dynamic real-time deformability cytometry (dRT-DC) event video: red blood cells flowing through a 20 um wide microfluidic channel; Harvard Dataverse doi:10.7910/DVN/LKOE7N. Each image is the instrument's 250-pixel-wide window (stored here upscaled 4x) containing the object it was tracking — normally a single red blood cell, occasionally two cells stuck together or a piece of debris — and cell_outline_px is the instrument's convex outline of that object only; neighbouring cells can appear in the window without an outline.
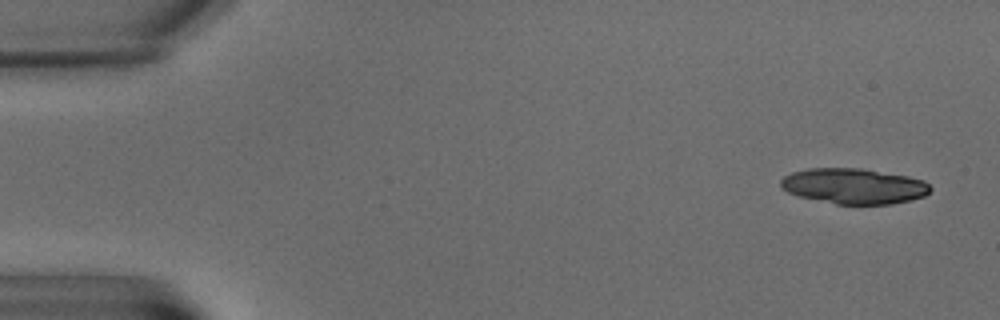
{"species": "common noctule bat (a hibernating species)", "species_latin": "Nyctalus noctula", "temperature_condition": "warm", "stored_images_in_passage": 5, "camera_frame_rate_fps": 3000, "um_per_image_px": 0.085, "animal": {"sex": "male", "body_mass_g": 15.6}, "frame": {"image": 1, "passage_image": 1, "time_ms": 0.0, "image_size_px": [1000, 320], "cell_outline_px": [[932, 188], [924, 196], [912, 200], [892, 204], [836, 204], [800, 196], [788, 192], [780, 184], [780, 180], [784, 176], [792, 172], [808, 168], [860, 168], [908, 176], [924, 180]], "centroid_in_image_um": [72.6, 15.81], "position_along_channel_um": 12.4, "area_um2": 30.87}}